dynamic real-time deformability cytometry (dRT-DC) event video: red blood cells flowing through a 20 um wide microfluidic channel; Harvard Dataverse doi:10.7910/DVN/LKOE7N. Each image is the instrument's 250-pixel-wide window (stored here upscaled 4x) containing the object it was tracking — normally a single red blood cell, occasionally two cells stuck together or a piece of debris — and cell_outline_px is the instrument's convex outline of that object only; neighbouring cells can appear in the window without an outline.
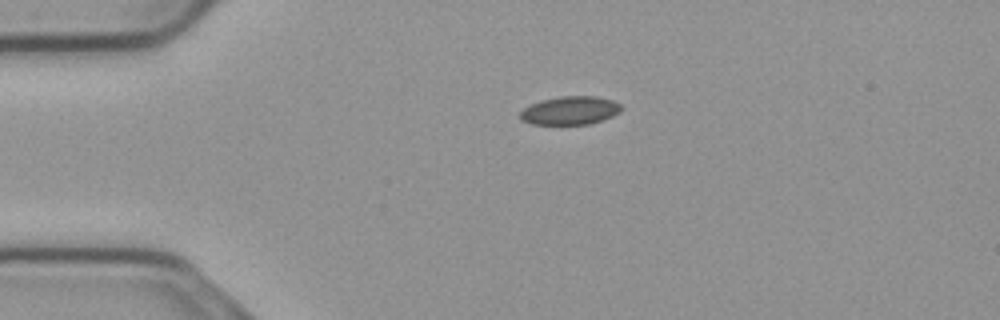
{"species": "common noctule bat (a hibernating species)", "species_latin": "Nyctalus noctula", "temperature_condition": "cold", "stored_images_in_passage": 44, "camera_frame_rate_fps": 3000, "um_per_image_px": 0.085, "animal": {"sex": "male", "body_mass_g": 23.1, "forearm_length_mm": 52.7}, "frame": {"image": 1, "passage_image": 1, "time_ms": 0.0, "image_size_px": [1000, 320], "cell_outline_px": [[624, 108], [620, 112], [604, 120], [588, 124], [532, 124], [520, 120], [520, 112], [524, 108], [540, 100], [560, 96], [596, 96], [612, 100], [620, 104]], "centroid_in_image_um": [48.48, 9.39], "position_along_channel_um": 36.5, "area_um2": 16.82}}
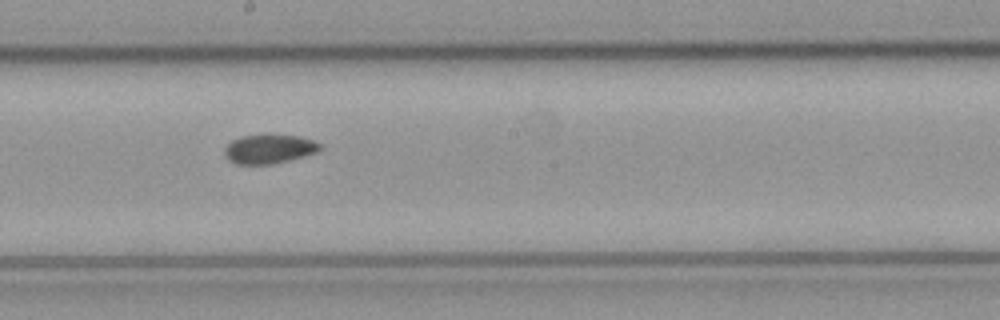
{"frame": {"image": 2, "passage_image": 19, "time_ms": 6.0, "image_size_px": [1000, 320], "cell_outline_px": [[324, 144], [316, 152], [304, 156], [272, 164], [236, 164], [228, 160], [224, 156], [224, 148], [232, 140], [240, 136], [300, 136]], "centroid_in_image_um": [22.85, 12.68], "position_along_channel_um": 225.3, "area_um2": 15.95}}
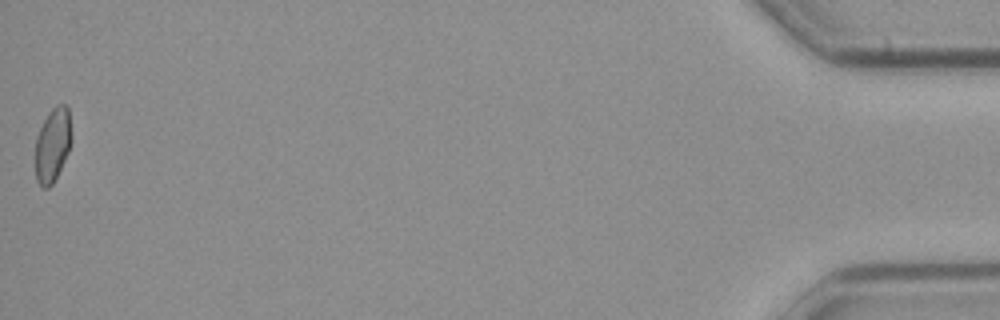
{"frame": {"image": 3, "passage_image": 44, "time_ms": 14.333, "image_size_px": [1000, 320], "cell_outline_px": [[72, 140], [68, 152], [52, 184], [48, 188], [44, 188], [36, 180], [36, 136], [48, 112], [56, 104], [64, 104], [68, 108]], "centroid_in_image_um": [4.47, 12.28], "position_along_channel_um": 430.7, "area_um2": 15.43}, "authors_computed_cell_mechanics": {"area_um2": 16.3574, "velocity_mm_per_s": 3.7158, "shape_relaxation_time_tau1_ms": null, "shape_relaxation_time_tau2_ms": 6.608, "deformation_change_tau1": null, "deformation_change_tau2": 0.0841}}